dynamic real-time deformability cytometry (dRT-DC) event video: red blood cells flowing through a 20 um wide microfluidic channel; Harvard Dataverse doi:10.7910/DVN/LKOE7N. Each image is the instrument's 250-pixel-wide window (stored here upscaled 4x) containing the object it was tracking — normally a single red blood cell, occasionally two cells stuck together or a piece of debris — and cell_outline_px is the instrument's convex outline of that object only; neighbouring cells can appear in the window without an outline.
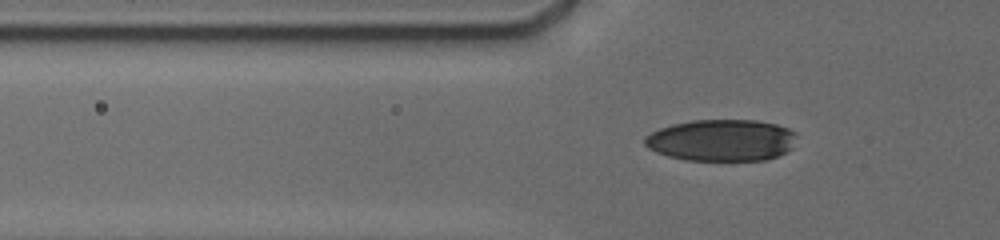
{"species": "human", "species_latin": "Homo sapiens", "temperature_condition": "cold", "stored_images_in_passage": 53, "camera_frame_rate_fps": 3000, "um_per_image_px": 0.085, "donor": {"sex": "male"}, "frame": {"image": 1, "passage_image": 21, "time_ms": 7.333, "image_size_px": [1000, 240], "cell_outline_px": [[796, 132], [792, 148], [776, 156], [764, 160], [684, 160], [668, 156], [656, 152], [648, 148], [644, 144], [644, 136], [660, 128], [672, 124], [692, 120], [756, 120], [776, 124], [788, 128]], "centroid_in_image_um": [61.31, 11.91], "position_along_channel_um": 64.5, "area_um2": 36.93}}
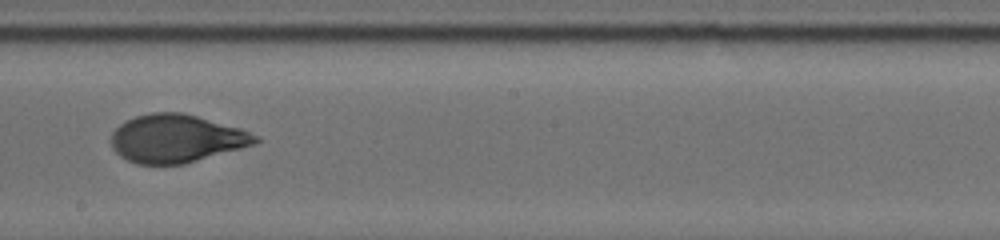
{"frame": {"image": 2, "passage_image": 34, "time_ms": 12.0, "image_size_px": [1000, 240], "cell_outline_px": [[260, 140], [256, 144], [184, 164], [136, 164], [120, 156], [116, 152], [112, 144], [112, 132], [120, 124], [136, 116], [152, 112], [184, 112], [240, 128], [256, 136]], "centroid_in_image_um": [14.99, 11.77], "position_along_channel_um": 233.2, "area_um2": 40.17}}
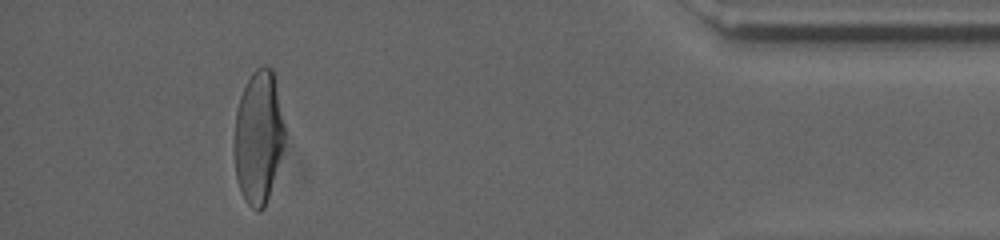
{"frame": {"image": 3, "passage_image": 49, "time_ms": 18.0, "image_size_px": [1000, 240], "cell_outline_px": [[284, 144], [268, 196], [264, 208], [260, 212], [256, 212], [244, 200], [240, 192], [236, 180], [232, 144], [236, 112], [240, 96], [252, 72], [256, 68], [264, 64], [268, 64], [272, 68], [284, 124]], "centroid_in_image_um": [21.92, 11.67], "position_along_channel_um": 413.3, "area_um2": 39.36}, "authors_computed_cell_mechanics": {"area_um2": 39.593, "velocity_mm_per_s": 3.7642, "shape_relaxation_time_tau1_ms": 5.1563, "shape_relaxation_time_tau2_ms": 0.7435, "deformation_change_tau1": 0.1885, "deformation_change_tau2": 0.0617}}